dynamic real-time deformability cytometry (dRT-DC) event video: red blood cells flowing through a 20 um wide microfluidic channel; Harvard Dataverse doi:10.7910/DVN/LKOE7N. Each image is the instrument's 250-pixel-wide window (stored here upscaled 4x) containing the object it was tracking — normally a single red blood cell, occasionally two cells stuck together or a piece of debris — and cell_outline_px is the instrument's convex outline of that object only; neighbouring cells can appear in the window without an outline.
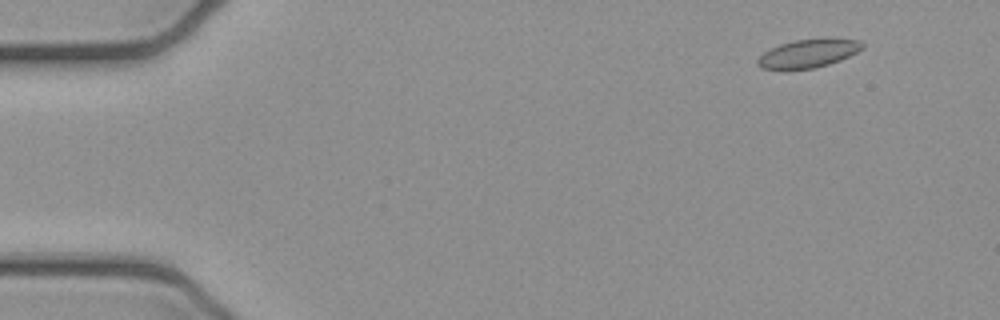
{"species": "common noctule bat (a hibernating species)", "species_latin": "Nyctalus noctula", "temperature_condition": "cold", "stored_images_in_passage": 5, "camera_frame_rate_fps": 3000, "um_per_image_px": 0.085, "animal": {"sex": "female", "body_mass_g": 21.9}, "frame": {"image": 1, "passage_image": 2, "time_ms": 0.333, "image_size_px": [1000, 320], "cell_outline_px": [[864, 48], [840, 60], [816, 68], [788, 72], [784, 72], [760, 68], [756, 64], [756, 60], [764, 52], [780, 44], [796, 40], [828, 36], [860, 40], [864, 44]], "centroid_in_image_um": [68.68, 4.56], "position_along_channel_um": 16.3, "area_um2": 18.32}}
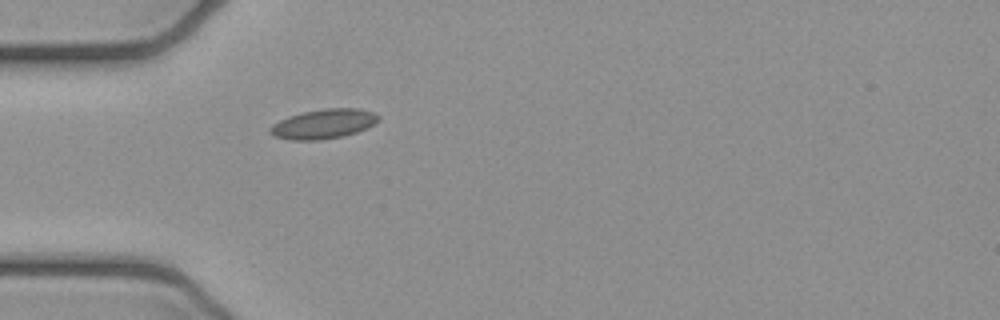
{"frame": {"image": 2, "passage_image": 5, "time_ms": 1.333, "image_size_px": [1000, 320], "cell_outline_px": [[380, 120], [356, 132], [344, 136], [320, 140], [292, 140], [276, 136], [268, 132], [268, 128], [272, 124], [288, 116], [304, 112], [324, 108], [360, 108], [372, 112], [380, 116]], "centroid_in_image_um": [27.48, 10.53], "position_along_channel_um": 57.5, "area_um2": 18.61}}